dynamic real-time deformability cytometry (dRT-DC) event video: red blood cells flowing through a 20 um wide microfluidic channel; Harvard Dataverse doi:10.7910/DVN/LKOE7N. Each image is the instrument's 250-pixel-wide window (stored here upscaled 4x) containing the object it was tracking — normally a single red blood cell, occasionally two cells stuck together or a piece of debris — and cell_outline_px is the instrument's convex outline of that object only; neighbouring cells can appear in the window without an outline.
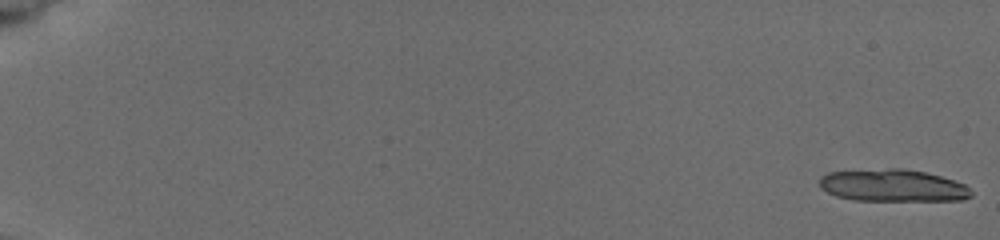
{"species": "common noctule bat (a hibernating species)", "species_latin": "Nyctalus noctula", "temperature_condition": "cold", "stored_images_in_passage": 8, "camera_frame_rate_fps": 3000, "um_per_image_px": 0.085, "animal": {"sex": "female", "body_mass_g": 19.5, "forearm_length_mm": 54.1}, "frame": {"image": 1, "passage_image": 1, "time_ms": 0.0, "image_size_px": [1000, 240], "cell_outline_px": [[972, 196], [964, 200], [856, 200], [836, 196], [820, 188], [820, 176], [828, 172], [888, 168], [904, 168], [924, 172], [940, 176], [964, 184], [972, 192]], "centroid_in_image_um": [75.87, 15.76], "position_along_channel_um": 9.1, "area_um2": 28.38}}